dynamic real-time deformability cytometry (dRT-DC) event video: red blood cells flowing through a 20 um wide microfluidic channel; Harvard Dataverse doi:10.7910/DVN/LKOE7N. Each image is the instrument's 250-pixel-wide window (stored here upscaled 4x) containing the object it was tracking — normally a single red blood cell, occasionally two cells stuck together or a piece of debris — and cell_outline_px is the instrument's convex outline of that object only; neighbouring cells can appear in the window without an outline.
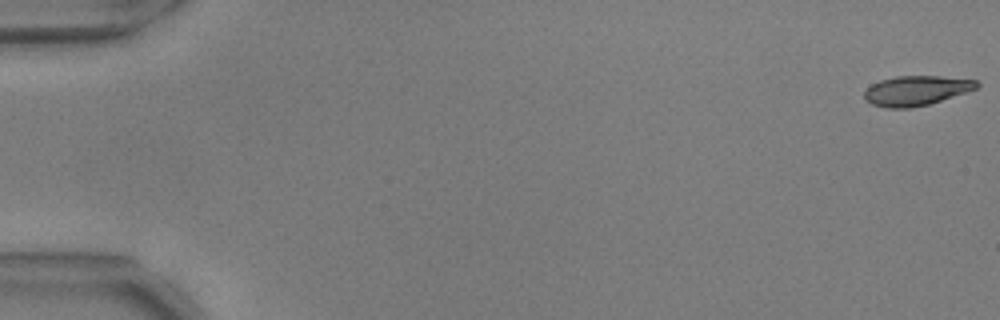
{"species": "common noctule bat (a hibernating species)", "species_latin": "Nyctalus noctula", "temperature_condition": "warm", "stored_images_in_passage": 55, "camera_frame_rate_fps": 3000, "um_per_image_px": 0.085, "animal": {"sex": "male", "body_mass_g": 17.9, "forearm_length_mm": 54.2}, "frame": {"image": 1, "passage_image": 1, "time_ms": 0.0, "image_size_px": [1000, 320], "cell_outline_px": [[980, 84], [976, 88], [928, 104], [912, 108], [888, 108], [872, 104], [864, 100], [864, 92], [872, 84], [880, 80], [896, 76], [940, 76], [976, 80]], "centroid_in_image_um": [77.83, 7.7], "position_along_channel_um": 7.2, "area_um2": 19.25}}
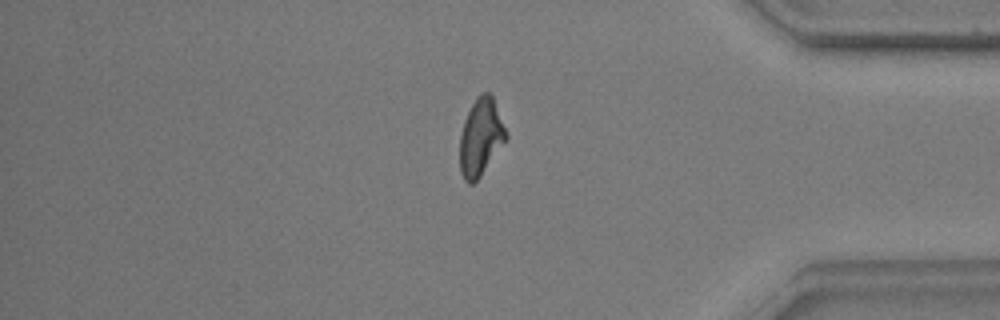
{"frame": {"image": 2, "passage_image": 47, "time_ms": 15.333, "image_size_px": [1000, 320], "cell_outline_px": [[508, 140], [480, 176], [472, 184], [468, 184], [464, 180], [460, 172], [460, 136], [464, 120], [476, 96], [480, 92], [488, 92], [492, 96], [508, 132]], "centroid_in_image_um": [40.88, 11.66], "position_along_channel_um": 394.3, "area_um2": 21.04}}
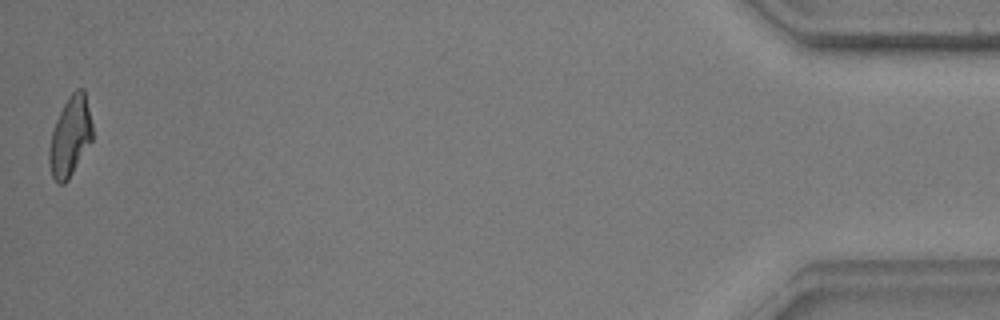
{"frame": {"image": 3, "passage_image": 55, "time_ms": 18.0, "image_size_px": [1000, 320], "cell_outline_px": [[92, 140], [68, 180], [64, 184], [60, 184], [52, 176], [48, 160], [48, 152], [52, 132], [56, 120], [68, 96], [76, 88], [84, 88], [92, 124]], "centroid_in_image_um": [5.96, 11.59], "position_along_channel_um": 429.2, "area_um2": 19.94}, "authors_computed_cell_mechanics": {"area_um2": 20.6346, "velocity_mm_per_s": 3.7073, "shape_relaxation_time_tau1_ms": 6.9421, "shape_relaxation_time_tau2_ms": 2.2159, "deformation_change_tau1": 0.2429, "deformation_change_tau2": 0.1032}}